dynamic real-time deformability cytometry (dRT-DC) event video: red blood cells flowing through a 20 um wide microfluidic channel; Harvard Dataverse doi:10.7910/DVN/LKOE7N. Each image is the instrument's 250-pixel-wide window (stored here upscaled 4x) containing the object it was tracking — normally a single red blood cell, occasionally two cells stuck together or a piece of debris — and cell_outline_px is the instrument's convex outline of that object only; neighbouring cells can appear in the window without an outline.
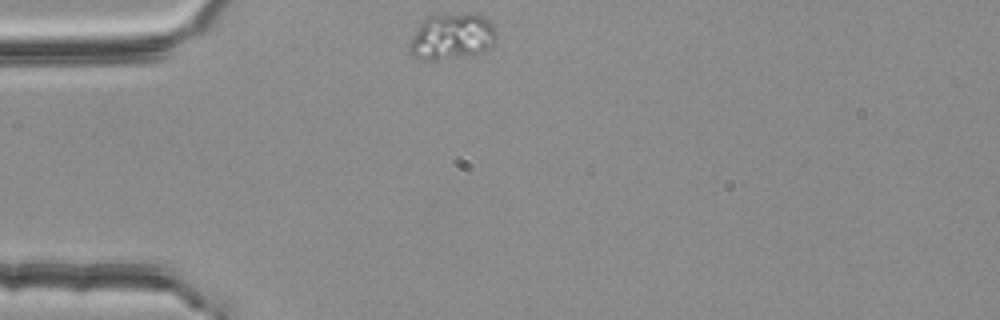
{"species": "common noctule bat (a hibernating species)", "species_latin": "Nyctalus noctula", "temperature_condition": "room temperature", "stored_images_in_passage": 44, "camera_frame_rate_fps": 3000, "um_per_image_px": 0.085, "animal": {"sex": "female", "body_mass_g": 25.1}, "frame": {"image": 1, "passage_image": 1, "time_ms": 0.0, "image_size_px": [1000, 320], "cell_outline_px": [[496, 44], [484, 52], [436, 60], [420, 60], [412, 56], [408, 52], [408, 44], [420, 24], [428, 16], [468, 12], [484, 16], [492, 20], [496, 24]], "centroid_in_image_um": [38.46, 3.09], "position_along_channel_um": 46.5, "area_um2": 23.99}}
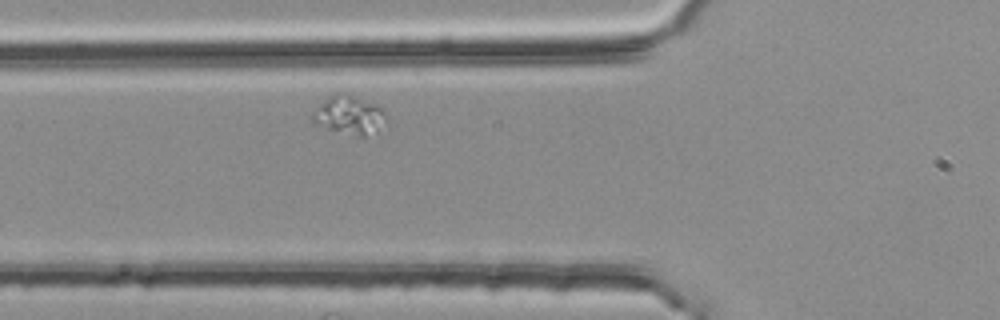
{"frame": {"image": 2, "passage_image": 7, "time_ms": 2.0, "image_size_px": [1000, 320], "cell_outline_px": [[392, 128], [364, 136], [360, 136], [312, 124], [312, 112], [328, 96], [336, 92], [348, 92], [380, 104], [384, 108], [392, 124]], "centroid_in_image_um": [29.86, 9.76], "position_along_channel_um": 95.9, "area_um2": 17.86}}
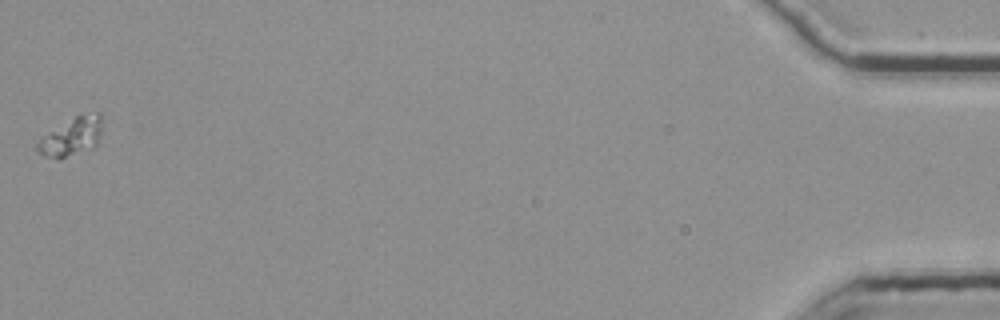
{"frame": {"image": 3, "passage_image": 44, "time_ms": 14.333, "image_size_px": [1000, 320], "cell_outline_px": [[104, 120], [96, 144], [92, 148], [60, 160], [44, 156], [36, 148], [36, 144], [48, 132], [80, 112], [100, 112]], "centroid_in_image_um": [6.13, 11.58], "position_along_channel_um": 429.1, "area_um2": 14.8}}